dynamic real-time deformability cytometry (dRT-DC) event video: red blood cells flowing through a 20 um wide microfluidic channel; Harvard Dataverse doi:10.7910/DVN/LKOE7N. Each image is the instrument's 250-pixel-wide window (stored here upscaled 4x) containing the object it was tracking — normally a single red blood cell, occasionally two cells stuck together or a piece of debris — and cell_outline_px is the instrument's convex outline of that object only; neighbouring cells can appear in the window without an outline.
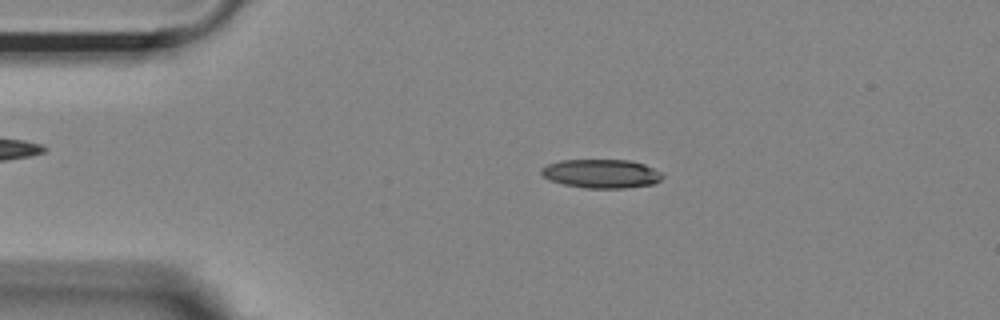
{"species": "Egyptian fruit bat (a non-hibernating species)", "species_latin": "Rousettus aegyptiacus", "temperature_condition": "room temperature", "stored_images_in_passage": 53, "camera_frame_rate_fps": 3000, "um_per_image_px": 0.085, "animal": {"sex": "female"}, "frame": {"image": 1, "passage_image": 10, "time_ms": 3.0, "image_size_px": [1000, 320], "cell_outline_px": [[664, 176], [660, 180], [652, 184], [624, 188], [584, 188], [564, 184], [548, 180], [540, 172], [540, 168], [548, 164], [560, 160], [628, 160], [644, 164], [664, 172]], "centroid_in_image_um": [51.12, 14.76], "position_along_channel_um": 33.9, "area_um2": 20.46}}
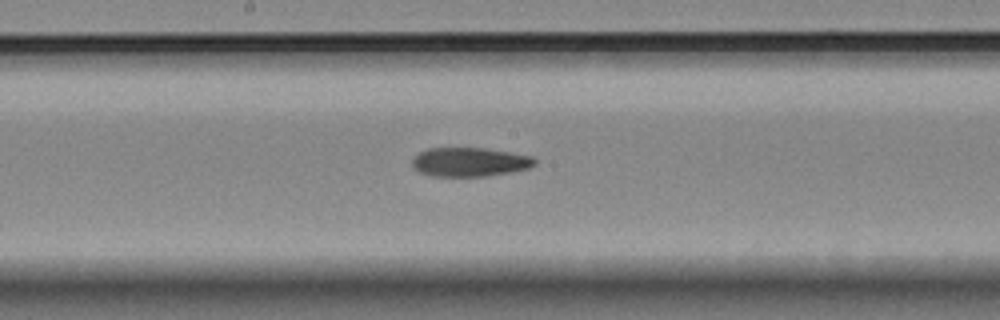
{"frame": {"image": 2, "passage_image": 27, "time_ms": 8.667, "image_size_px": [1000, 320], "cell_outline_px": [[536, 164], [528, 168], [512, 172], [484, 176], [432, 176], [420, 172], [412, 168], [412, 160], [420, 152], [428, 148], [484, 148], [532, 156], [536, 160]], "centroid_in_image_um": [39.91, 13.77], "position_along_channel_um": 208.3, "area_um2": 20.63}}
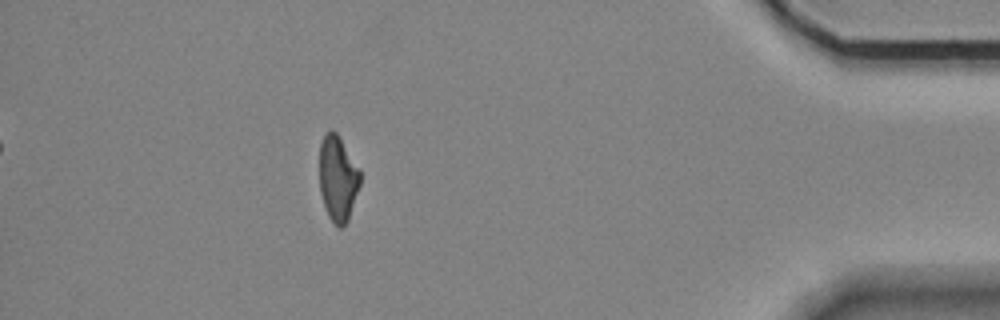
{"frame": {"image": 3, "passage_image": 47, "time_ms": 15.333, "image_size_px": [1000, 320], "cell_outline_px": [[360, 184], [348, 220], [340, 228], [336, 228], [328, 216], [320, 192], [320, 144], [324, 132], [328, 128], [332, 128], [336, 132], [360, 172]], "centroid_in_image_um": [28.69, 15.16], "position_along_channel_um": 406.5, "area_um2": 20.11}}